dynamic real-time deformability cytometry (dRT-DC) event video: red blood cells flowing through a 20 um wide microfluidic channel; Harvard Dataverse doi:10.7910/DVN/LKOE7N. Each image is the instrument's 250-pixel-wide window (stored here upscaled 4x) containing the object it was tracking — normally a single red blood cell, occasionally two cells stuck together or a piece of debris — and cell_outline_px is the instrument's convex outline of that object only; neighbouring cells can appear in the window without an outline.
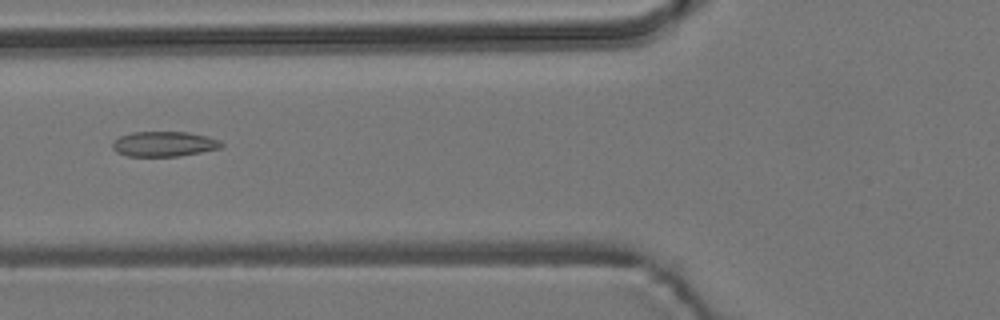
{"species": "common noctule bat (a hibernating species)", "species_latin": "Nyctalus noctula", "temperature_condition": "room temperature", "stored_images_in_passage": 6, "camera_frame_rate_fps": 3000, "um_per_image_px": 0.085, "animal": {"sex": "male", "body_mass_g": 19.2, "forearm_length_mm": 51.8}, "frame": {"image": 1, "passage_image": 6, "time_ms": 5.667, "image_size_px": [1000, 320], "cell_outline_px": [[224, 144], [220, 148], [180, 156], [128, 156], [116, 152], [112, 148], [112, 144], [120, 136], [132, 132], [188, 132], [208, 136], [220, 140]], "centroid_in_image_um": [13.96, 12.23], "position_along_channel_um": 111.8, "area_um2": 15.9}}